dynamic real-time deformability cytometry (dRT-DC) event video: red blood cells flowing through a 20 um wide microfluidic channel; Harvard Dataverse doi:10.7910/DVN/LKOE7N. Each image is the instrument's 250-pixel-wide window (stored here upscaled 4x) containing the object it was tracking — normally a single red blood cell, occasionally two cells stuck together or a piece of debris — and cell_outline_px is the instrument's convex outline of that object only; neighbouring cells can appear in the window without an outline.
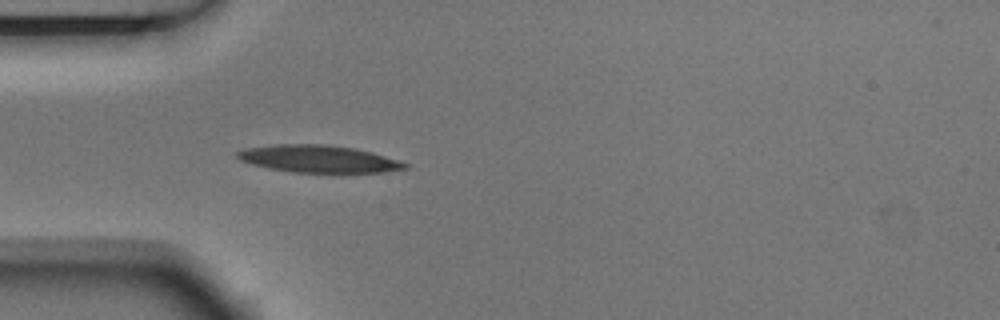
{"species": "Egyptian fruit bat (a non-hibernating species)", "species_latin": "Rousettus aegyptiacus", "temperature_condition": "room temperature", "stored_images_in_passage": 1, "camera_frame_rate_fps": 3000, "um_per_image_px": 0.085, "animal": {"sex": "male"}, "frame": {"image": 1, "passage_image": 1, "time_ms": 0.0, "image_size_px": [1000, 320], "cell_outline_px": [[408, 168], [384, 172], [292, 172], [268, 168], [252, 164], [240, 160], [236, 156], [236, 152], [248, 148], [276, 144], [324, 144], [356, 148], [372, 152], [400, 160], [408, 164]], "centroid_in_image_um": [27.1, 13.5], "position_along_channel_um": 57.9, "area_um2": 26.59}}